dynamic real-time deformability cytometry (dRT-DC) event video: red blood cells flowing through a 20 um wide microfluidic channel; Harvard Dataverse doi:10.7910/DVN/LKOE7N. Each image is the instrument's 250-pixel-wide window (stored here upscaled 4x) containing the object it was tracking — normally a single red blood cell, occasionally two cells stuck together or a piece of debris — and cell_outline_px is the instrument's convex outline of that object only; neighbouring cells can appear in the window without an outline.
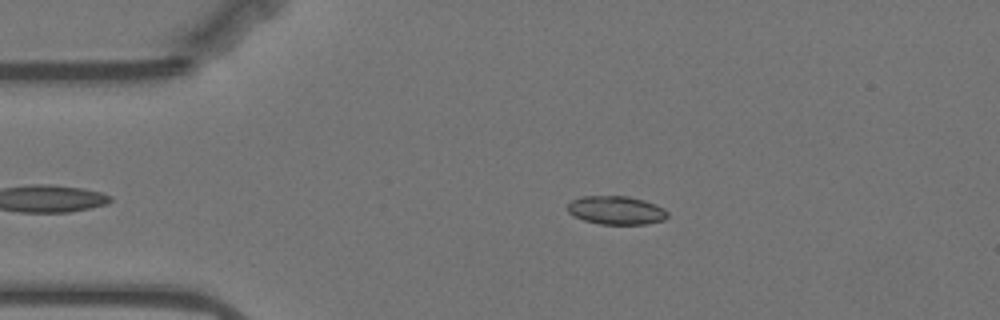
{"species": "Egyptian fruit bat (a non-hibernating species)", "species_latin": "Rousettus aegyptiacus", "temperature_condition": "warm", "stored_images_in_passage": 42, "camera_frame_rate_fps": 3000, "um_per_image_px": 0.085, "animal": {"sex": "female"}, "frame": {"image": 1, "passage_image": 2, "time_ms": 0.333, "image_size_px": [1000, 320], "cell_outline_px": [[668, 216], [664, 220], [648, 224], [600, 224], [584, 220], [568, 212], [568, 204], [572, 200], [580, 196], [628, 196], [644, 200], [656, 204], [664, 208], [668, 212]], "centroid_in_image_um": [52.41, 17.87], "position_along_channel_um": 32.6, "area_um2": 16.65}}
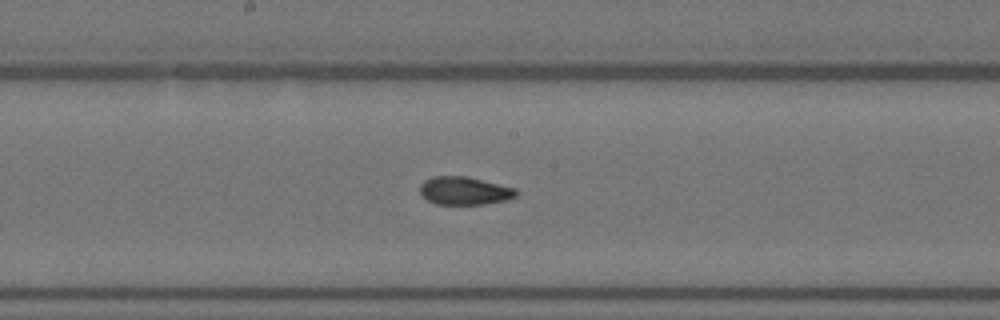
{"frame": {"image": 2, "passage_image": 20, "time_ms": 6.333, "image_size_px": [1000, 320], "cell_outline_px": [[520, 192], [516, 196], [508, 200], [484, 204], [436, 204], [428, 200], [420, 192], [420, 184], [424, 180], [432, 176], [468, 176], [516, 188]], "centroid_in_image_um": [39.51, 16.21], "position_along_channel_um": 208.7, "area_um2": 15.9}}
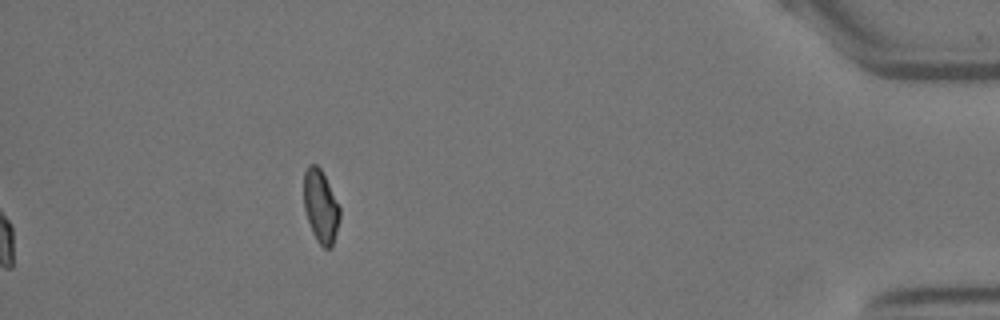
{"frame": {"image": 3, "passage_image": 42, "time_ms": 13.667, "image_size_px": [1000, 320], "cell_outline_px": [[340, 220], [332, 248], [324, 248], [316, 240], [312, 232], [304, 208], [304, 172], [308, 164], [316, 164], [320, 168], [340, 208]], "centroid_in_image_um": [27.26, 17.56], "position_along_channel_um": 407.9, "area_um2": 15.2}, "authors_computed_cell_mechanics": {"area_um2": 16.5886, "velocity_mm_per_s": 3.5251, "shape_relaxation_time_tau1_ms": 9.4513, "shape_relaxation_time_tau2_ms": 1.5107, "deformation_change_tau1": 0.2182, "deformation_change_tau2": 0.0626}}